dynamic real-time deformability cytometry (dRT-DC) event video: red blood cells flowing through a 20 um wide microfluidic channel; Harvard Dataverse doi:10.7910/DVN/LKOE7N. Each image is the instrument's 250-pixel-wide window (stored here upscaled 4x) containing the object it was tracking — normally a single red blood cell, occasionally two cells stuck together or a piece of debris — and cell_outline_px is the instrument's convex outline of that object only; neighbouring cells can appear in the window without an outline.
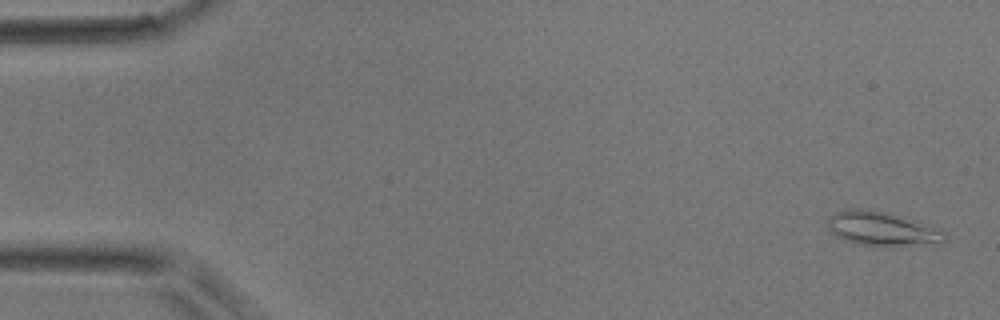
{"species": "common noctule bat (a hibernating species)", "species_latin": "Nyctalus noctula", "temperature_condition": "room temperature", "stored_images_in_passage": 3, "camera_frame_rate_fps": 3000, "um_per_image_px": 0.085, "animal": {"sex": "male", "body_mass_g": 17.9}, "frame": {"image": 1, "passage_image": 1, "time_ms": 0.0, "image_size_px": [1000, 320], "cell_outline_px": [[948, 236], [944, 244], [860, 244], [836, 236], [828, 228], [828, 216], [836, 212], [848, 208], [868, 208], [916, 220], [944, 232]], "centroid_in_image_um": [74.97, 19.4], "position_along_channel_um": 10.0, "area_um2": 22.72}}